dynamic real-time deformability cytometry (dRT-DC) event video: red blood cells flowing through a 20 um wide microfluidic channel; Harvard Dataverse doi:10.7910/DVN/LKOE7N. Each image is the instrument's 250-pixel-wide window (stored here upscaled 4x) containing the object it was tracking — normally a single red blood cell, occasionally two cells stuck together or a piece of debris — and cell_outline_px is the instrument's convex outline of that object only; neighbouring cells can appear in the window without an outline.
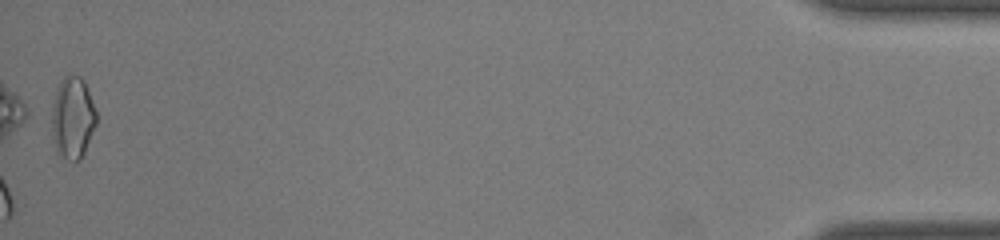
{"species": "common noctule bat (a hibernating species)", "species_latin": "Nyctalus noctula", "temperature_condition": "room temperature", "stored_images_in_passage": 34, "camera_frame_rate_fps": 3000, "um_per_image_px": 0.085, "animal": {"sex": "male", "body_mass_g": 19.0, "forearm_length_mm": 50.8}, "frame": {"image": 1, "passage_image": 34, "time_ms": 11.0, "image_size_px": [1000, 240], "cell_outline_px": [[96, 124], [84, 152], [80, 160], [68, 160], [60, 156], [56, 152], [52, 136], [52, 104], [56, 92], [64, 76], [68, 72], [80, 76], [84, 80], [96, 112]], "centroid_in_image_um": [6.16, 10.0], "position_along_channel_um": 429.0, "area_um2": 21.27}, "authors_computed_cell_mechanics": {"area_um2": 16.9354, "velocity_mm_per_s": 4.2566, "shape_relaxation_time_tau1_ms": null, "shape_relaxation_time_tau2_ms": 1.9637, "deformation_change_tau1": null, "deformation_change_tau2": 0.0661}}